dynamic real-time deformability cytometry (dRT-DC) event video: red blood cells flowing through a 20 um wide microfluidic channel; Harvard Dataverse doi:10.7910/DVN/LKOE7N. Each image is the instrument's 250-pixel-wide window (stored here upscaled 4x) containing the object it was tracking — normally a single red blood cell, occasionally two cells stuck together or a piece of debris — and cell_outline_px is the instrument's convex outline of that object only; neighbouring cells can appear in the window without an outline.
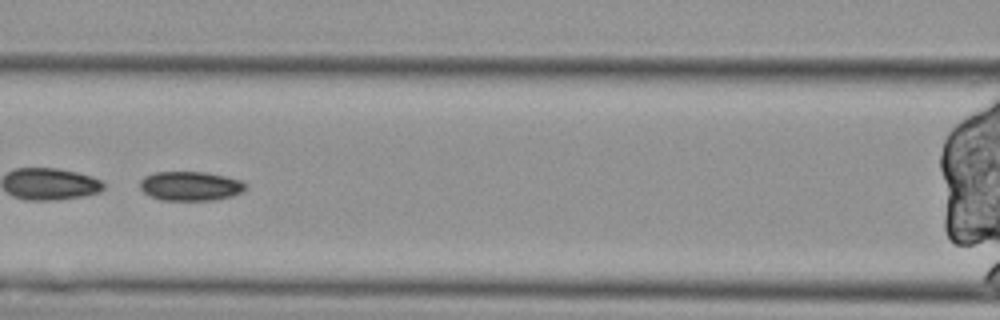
{"species": "Egyptian fruit bat (a non-hibernating species)", "species_latin": "Rousettus aegyptiacus", "temperature_condition": "cold", "stored_images_in_passage": 8, "camera_frame_rate_fps": 3000, "um_per_image_px": 0.085, "animal": {"sex": "female"}, "frame": {"image": 1, "passage_image": 7, "time_ms": 2.0, "image_size_px": [1000, 320], "cell_outline_px": [[248, 184], [244, 192], [232, 196], [212, 200], [160, 200], [148, 196], [140, 188], [140, 180], [144, 176], [152, 172], [204, 172], [224, 176], [240, 180]], "centroid_in_image_um": [16.17, 15.81], "position_along_channel_um": 150.4, "area_um2": 18.21}}